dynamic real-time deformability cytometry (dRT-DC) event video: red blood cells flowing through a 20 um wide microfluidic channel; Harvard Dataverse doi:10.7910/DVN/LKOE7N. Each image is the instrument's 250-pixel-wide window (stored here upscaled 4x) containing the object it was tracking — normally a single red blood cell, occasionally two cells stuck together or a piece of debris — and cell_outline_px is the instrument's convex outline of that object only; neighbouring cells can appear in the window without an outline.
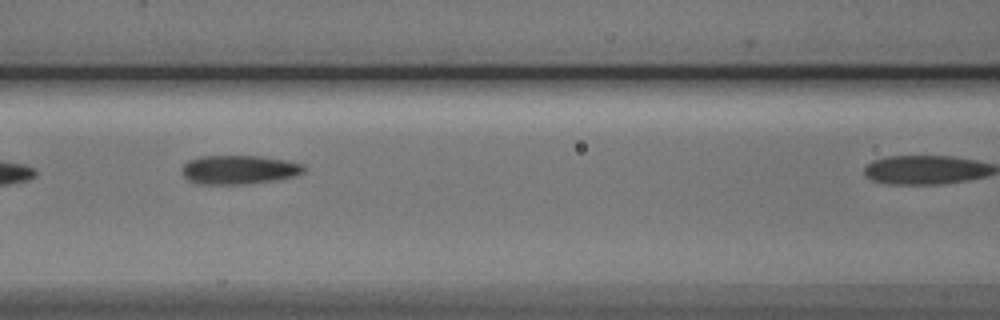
{"species": "Egyptian fruit bat (a non-hibernating species)", "species_latin": "Rousettus aegyptiacus", "temperature_condition": "cold", "stored_images_in_passage": 6, "camera_frame_rate_fps": 3000, "um_per_image_px": 0.085, "animal": {"sex": "male"}, "frame": {"image": 1, "passage_image": 5, "time_ms": 4.667, "image_size_px": [1000, 320], "cell_outline_px": [[304, 172], [296, 176], [276, 180], [244, 184], [196, 184], [188, 180], [180, 172], [184, 164], [188, 160], [200, 156], [260, 156], [284, 160], [304, 164]], "centroid_in_image_um": [20.29, 14.43], "position_along_channel_um": 146.3, "area_um2": 20.69}}